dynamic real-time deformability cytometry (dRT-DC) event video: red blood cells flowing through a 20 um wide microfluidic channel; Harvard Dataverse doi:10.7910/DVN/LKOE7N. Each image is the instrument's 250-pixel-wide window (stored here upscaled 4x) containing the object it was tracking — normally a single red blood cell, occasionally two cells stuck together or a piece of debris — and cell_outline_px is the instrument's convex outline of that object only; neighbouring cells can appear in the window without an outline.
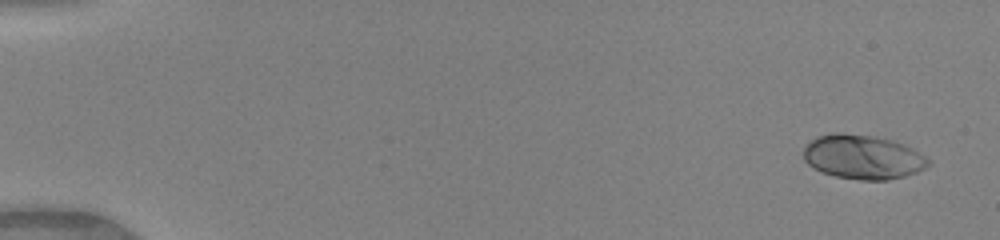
{"species": "human", "species_latin": "Homo sapiens", "temperature_condition": "warm", "stored_images_in_passage": 49, "camera_frame_rate_fps": 3000, "um_per_image_px": 0.085, "donor": {"sex": "female"}, "frame": {"image": 1, "passage_image": 3, "time_ms": 0.667, "image_size_px": [1000, 240], "cell_outline_px": [[932, 164], [916, 172], [904, 176], [888, 180], [860, 180], [836, 176], [824, 172], [808, 164], [804, 160], [804, 144], [816, 136], [832, 132], [840, 132], [872, 136], [892, 140], [904, 144], [912, 148], [932, 160]], "centroid_in_image_um": [73.34, 13.33], "position_along_channel_um": 11.7, "area_um2": 32.37}}
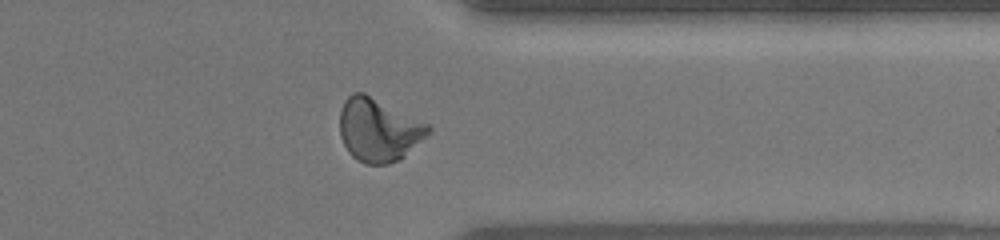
{"frame": {"image": 2, "passage_image": 41, "time_ms": 13.333, "image_size_px": [1000, 240], "cell_outline_px": [[432, 132], [400, 160], [388, 164], [364, 164], [356, 160], [348, 152], [340, 136], [340, 108], [344, 100], [352, 92], [364, 92], [432, 124]], "centroid_in_image_um": [32.21, 11.03], "position_along_channel_um": 379.2, "area_um2": 33.35}}
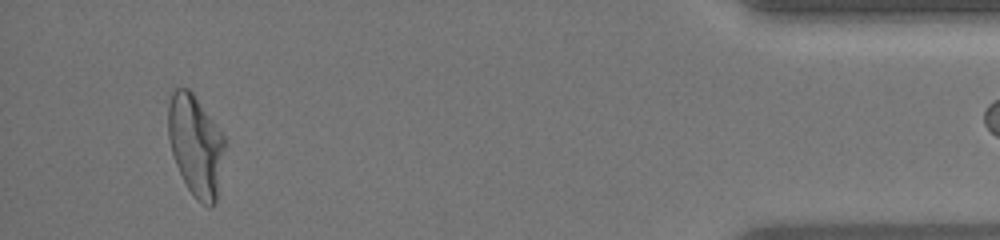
{"frame": {"image": 3, "passage_image": 48, "time_ms": 15.667, "image_size_px": [1000, 240], "cell_outline_px": [[224, 148], [216, 204], [204, 204], [188, 188], [176, 164], [172, 152], [168, 136], [168, 104], [172, 92], [176, 88], [188, 88], [192, 92], [224, 136]], "centroid_in_image_um": [16.61, 12.31], "position_along_channel_um": 418.6, "area_um2": 32.48}}